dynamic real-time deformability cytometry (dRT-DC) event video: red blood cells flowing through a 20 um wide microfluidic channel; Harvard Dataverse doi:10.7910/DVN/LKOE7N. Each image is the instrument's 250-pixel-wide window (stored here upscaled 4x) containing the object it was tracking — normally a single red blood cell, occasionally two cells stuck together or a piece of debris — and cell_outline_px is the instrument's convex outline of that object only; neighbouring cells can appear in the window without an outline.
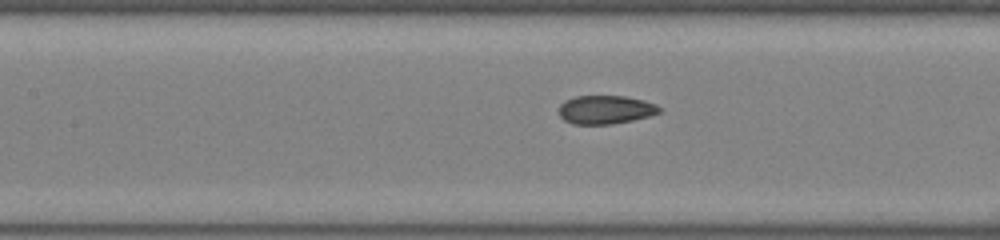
{"species": "common noctule bat (a hibernating species)", "species_latin": "Nyctalus noctula", "temperature_condition": "room temperature", "stored_images_in_passage": 42, "camera_frame_rate_fps": 3000, "um_per_image_px": 0.085, "animal": {"sex": "female", "body_mass_g": 22.0, "forearm_length_mm": 56.7}, "frame": {"image": 1, "passage_image": 25, "time_ms": 8.0, "image_size_px": [1000, 240], "cell_outline_px": [[660, 112], [648, 116], [632, 120], [612, 124], [572, 124], [564, 120], [560, 116], [560, 104], [564, 100], [576, 96], [624, 96], [644, 100], [656, 104], [660, 108]], "centroid_in_image_um": [51.45, 9.32], "position_along_channel_um": 155.9, "area_um2": 16.65}}
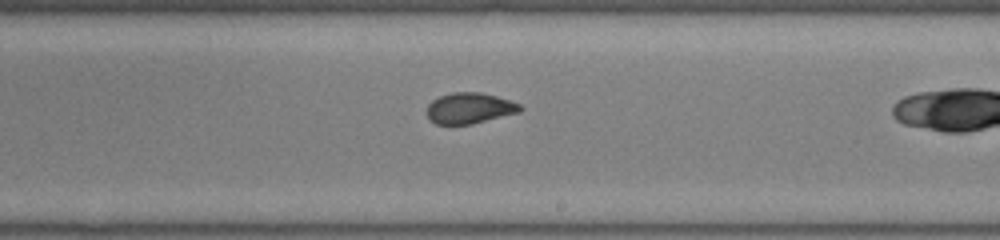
{"frame": {"image": 2, "passage_image": 32, "time_ms": 10.333, "image_size_px": [1000, 240], "cell_outline_px": [[524, 108], [520, 112], [472, 124], [436, 124], [428, 116], [428, 104], [432, 100], [440, 96], [452, 92], [480, 92], [496, 96], [520, 104]], "centroid_in_image_um": [39.94, 9.19], "position_along_channel_um": 249.1, "area_um2": 16.65}}
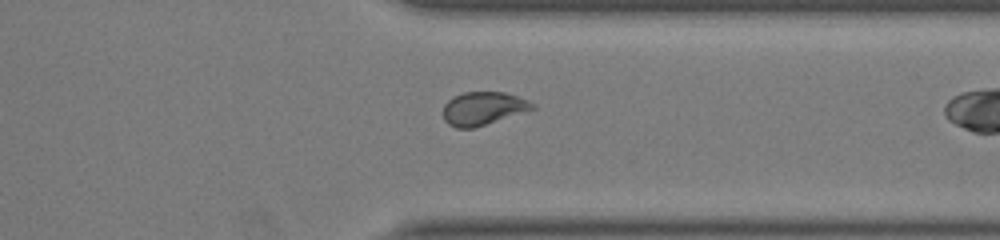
{"frame": {"image": 3, "passage_image": 41, "time_ms": 13.333, "image_size_px": [1000, 240], "cell_outline_px": [[536, 108], [472, 128], [456, 128], [448, 124], [444, 120], [444, 104], [448, 100], [464, 92], [504, 92], [528, 100], [536, 104]], "centroid_in_image_um": [41.06, 9.21], "position_along_channel_um": 370.3, "area_um2": 16.99}}